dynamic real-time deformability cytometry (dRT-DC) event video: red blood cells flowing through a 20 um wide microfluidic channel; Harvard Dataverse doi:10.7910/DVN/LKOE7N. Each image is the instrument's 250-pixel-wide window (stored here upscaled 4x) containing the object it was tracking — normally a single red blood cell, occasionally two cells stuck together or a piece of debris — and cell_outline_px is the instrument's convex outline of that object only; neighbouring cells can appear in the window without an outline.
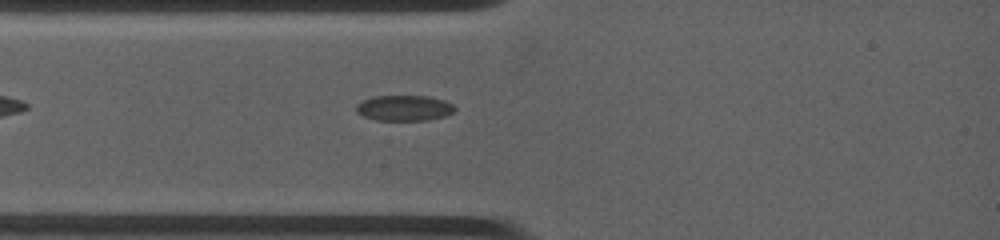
{"species": "common noctule bat (a hibernating species)", "species_latin": "Nyctalus noctula", "temperature_condition": "warm", "stored_images_in_passage": 14, "camera_frame_rate_fps": 4500, "um_per_image_px": 0.085, "animal": {"sex": "female", "body_mass_g": 19.0, "forearm_length_mm": 53.3}, "frame": {"image": 1, "passage_image": 1, "time_ms": 0.0, "image_size_px": [1000, 240], "cell_outline_px": [[456, 108], [452, 112], [444, 116], [428, 120], [376, 120], [364, 116], [356, 112], [356, 104], [372, 96], [428, 96], [444, 100], [452, 104]], "centroid_in_image_um": [34.34, 9.18], "position_along_channel_um": 50.7, "area_um2": 14.62}}
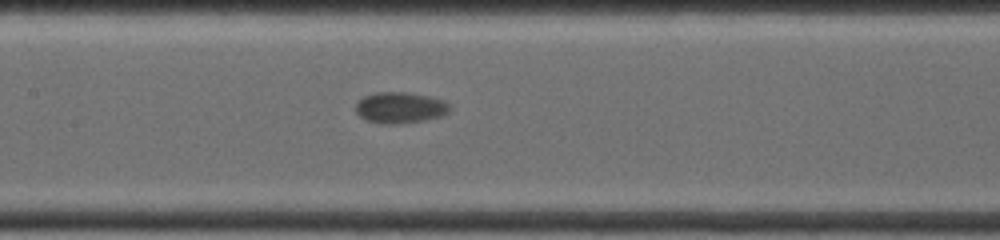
{"frame": {"image": 2, "passage_image": 7, "time_ms": 3.333, "image_size_px": [1000, 240], "cell_outline_px": [[452, 108], [444, 116], [424, 120], [400, 124], [380, 124], [364, 120], [356, 112], [356, 104], [364, 96], [376, 92], [408, 92], [428, 96], [444, 100]], "centroid_in_image_um": [34.02, 9.16], "position_along_channel_um": 173.4, "area_um2": 17.28}}
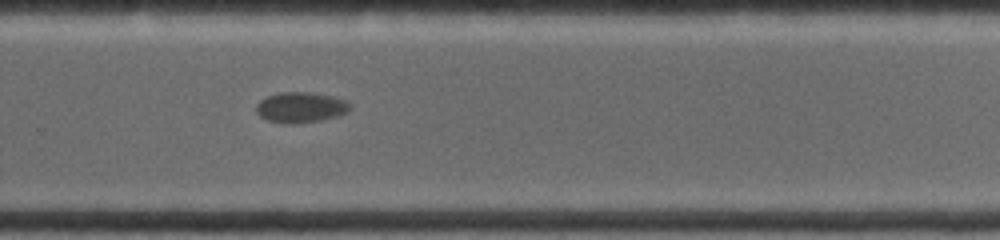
{"frame": {"image": 3, "passage_image": 14, "time_ms": 6.889, "image_size_px": [1000, 240], "cell_outline_px": [[352, 108], [348, 112], [340, 116], [320, 120], [288, 124], [284, 124], [268, 120], [260, 116], [256, 112], [256, 104], [260, 100], [268, 96], [280, 92], [308, 92], [332, 96], [344, 100], [352, 104]], "centroid_in_image_um": [25.58, 9.13], "position_along_channel_um": 304.2, "area_um2": 16.76}}